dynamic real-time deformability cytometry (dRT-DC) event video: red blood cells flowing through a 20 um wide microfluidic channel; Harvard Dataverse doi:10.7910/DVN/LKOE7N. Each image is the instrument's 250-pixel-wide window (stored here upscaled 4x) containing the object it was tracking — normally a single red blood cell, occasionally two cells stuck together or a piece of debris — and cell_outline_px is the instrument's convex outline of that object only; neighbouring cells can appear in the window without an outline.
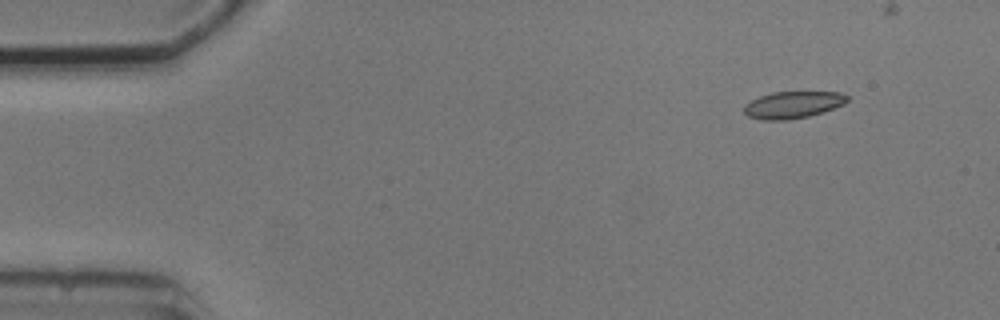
{"species": "common noctule bat (a hibernating species)", "species_latin": "Nyctalus noctula", "temperature_condition": "cold", "stored_images_in_passage": 5, "segment_of_instrument_passage": [2, 2], "camera_frame_rate_fps": 3000, "um_per_image_px": 0.085, "animal": {"sex": "male", "body_mass_g": 20.5, "forearm_length_mm": 52.5}, "frame": {"image": 1, "passage_image": 5, "time_ms": 6.0, "image_size_px": [1000, 320], "cell_outline_px": [[848, 100], [844, 104], [808, 116], [788, 120], [764, 120], [748, 116], [744, 112], [744, 104], [760, 96], [772, 92], [840, 92], [848, 96]], "centroid_in_image_um": [67.37, 8.9], "position_along_channel_um": 17.6, "area_um2": 16.01}}